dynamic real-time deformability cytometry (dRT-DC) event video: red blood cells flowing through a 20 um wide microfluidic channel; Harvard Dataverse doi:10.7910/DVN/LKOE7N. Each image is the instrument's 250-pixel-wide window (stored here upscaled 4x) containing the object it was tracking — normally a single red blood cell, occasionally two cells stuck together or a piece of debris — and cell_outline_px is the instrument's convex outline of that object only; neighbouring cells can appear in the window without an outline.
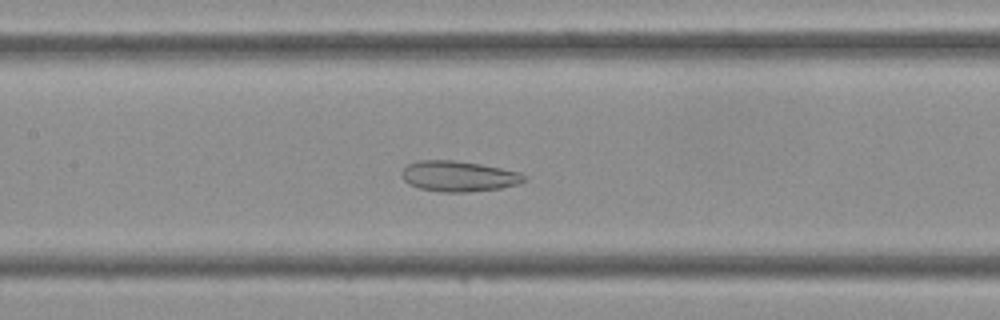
{"species": "Egyptian fruit bat (a non-hibernating species)", "species_latin": "Rousettus aegyptiacus", "temperature_condition": "cold", "stored_images_in_passage": 37, "camera_frame_rate_fps": 3000, "um_per_image_px": 0.085, "frame": {"image": 1, "passage_image": 14, "time_ms": 4.333, "image_size_px": [1000, 320], "cell_outline_px": [[528, 180], [520, 184], [500, 188], [468, 192], [444, 192], [420, 188], [408, 184], [400, 176], [400, 172], [408, 164], [416, 160], [452, 160], [480, 164], [520, 172], [528, 176]], "centroid_in_image_um": [39.0, 14.98], "position_along_channel_um": 168.4, "area_um2": 22.02}}
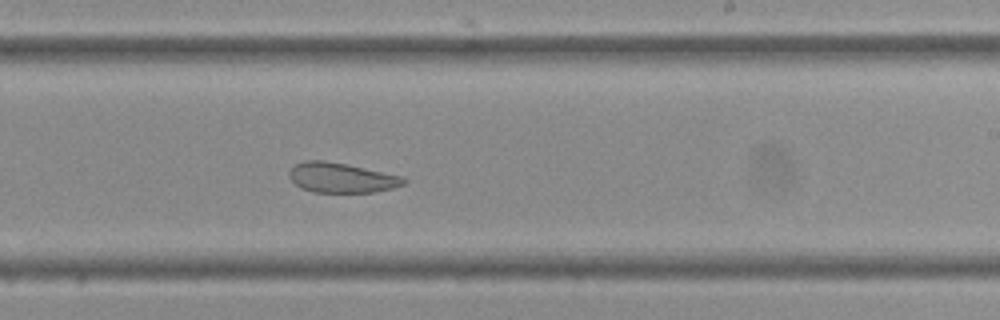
{"frame": {"image": 2, "passage_image": 20, "time_ms": 6.333, "image_size_px": [1000, 320], "cell_outline_px": [[408, 180], [404, 184], [392, 188], [376, 192], [312, 192], [300, 188], [288, 176], [288, 172], [296, 164], [304, 160], [324, 160], [404, 176]], "centroid_in_image_um": [29.02, 15.11], "position_along_channel_um": 260.0, "area_um2": 19.94}}
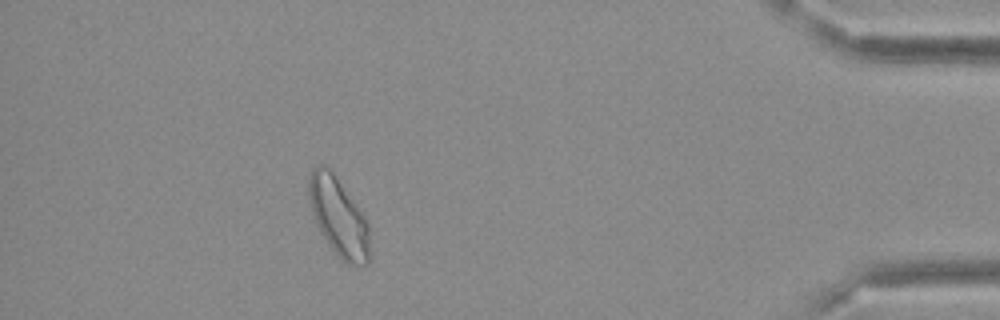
{"frame": {"image": 3, "passage_image": 33, "time_ms": 10.667, "image_size_px": [1000, 320], "cell_outline_px": [[368, 264], [348, 264], [332, 248], [320, 232], [312, 216], [308, 196], [308, 180], [312, 168], [316, 164], [324, 164], [332, 172], [364, 216], [368, 224]], "centroid_in_image_um": [28.72, 18.39], "position_along_channel_um": 406.5, "area_um2": 27.22}}